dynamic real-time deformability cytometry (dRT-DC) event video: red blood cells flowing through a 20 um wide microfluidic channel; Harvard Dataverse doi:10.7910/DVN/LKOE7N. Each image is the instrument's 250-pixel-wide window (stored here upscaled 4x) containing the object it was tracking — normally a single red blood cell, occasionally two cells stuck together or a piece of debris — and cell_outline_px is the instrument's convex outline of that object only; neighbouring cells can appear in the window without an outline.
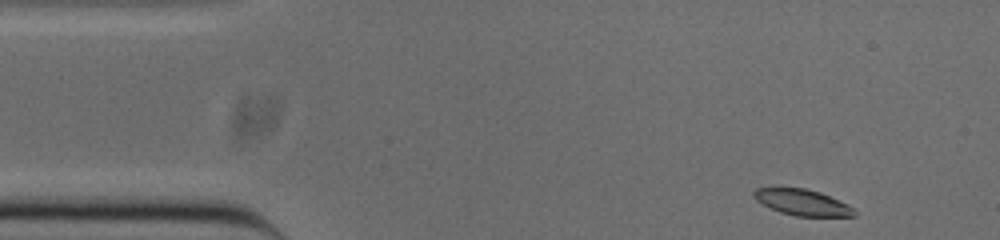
{"species": "common noctule bat (a hibernating species)", "species_latin": "Nyctalus noctula", "temperature_condition": "cold", "stored_images_in_passage": 48, "camera_frame_rate_fps": 3000, "um_per_image_px": 0.085, "animal": {"sex": "male", "body_mass_g": 20.0, "forearm_length_mm": 53.3}, "frame": {"image": 1, "passage_image": 1, "time_ms": 0.0, "image_size_px": [1000, 240], "cell_outline_px": [[856, 216], [796, 216], [780, 212], [756, 200], [752, 196], [752, 192], [756, 188], [776, 184], [804, 188], [820, 192], [848, 204], [856, 212]], "centroid_in_image_um": [68.11, 17.14], "position_along_channel_um": 16.9, "area_um2": 15.78}}
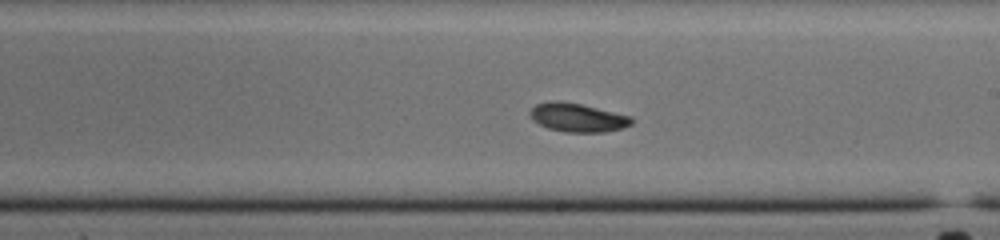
{"frame": {"image": 2, "passage_image": 25, "time_ms": 8.0, "image_size_px": [1000, 240], "cell_outline_px": [[632, 124], [624, 128], [604, 132], [564, 132], [548, 128], [532, 120], [528, 112], [536, 104], [548, 100], [560, 100], [580, 104], [632, 116]], "centroid_in_image_um": [49.07, 9.98], "position_along_channel_um": 239.9, "area_um2": 17.11}}
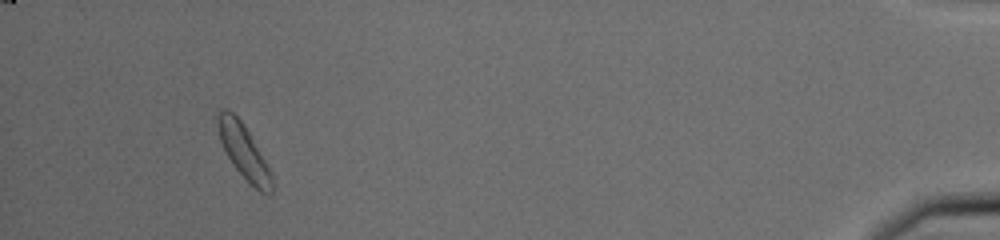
{"frame": {"image": 3, "passage_image": 45, "time_ms": 14.667, "image_size_px": [1000, 240], "cell_outline_px": [[272, 192], [268, 196], [260, 192], [236, 168], [228, 156], [220, 140], [216, 124], [216, 116], [224, 108], [228, 108], [244, 124], [272, 172]], "centroid_in_image_um": [20.72, 12.86], "position_along_channel_um": 414.5, "area_um2": 16.82}, "authors_computed_cell_mechanics": {"area_um2": 16.8198, "velocity_mm_per_s": 3.8063, "shape_relaxation_time_tau1_ms": 5.9795, "shape_relaxation_time_tau2_ms": null, "deformation_change_tau1": 0.1612, "deformation_change_tau2": null}}